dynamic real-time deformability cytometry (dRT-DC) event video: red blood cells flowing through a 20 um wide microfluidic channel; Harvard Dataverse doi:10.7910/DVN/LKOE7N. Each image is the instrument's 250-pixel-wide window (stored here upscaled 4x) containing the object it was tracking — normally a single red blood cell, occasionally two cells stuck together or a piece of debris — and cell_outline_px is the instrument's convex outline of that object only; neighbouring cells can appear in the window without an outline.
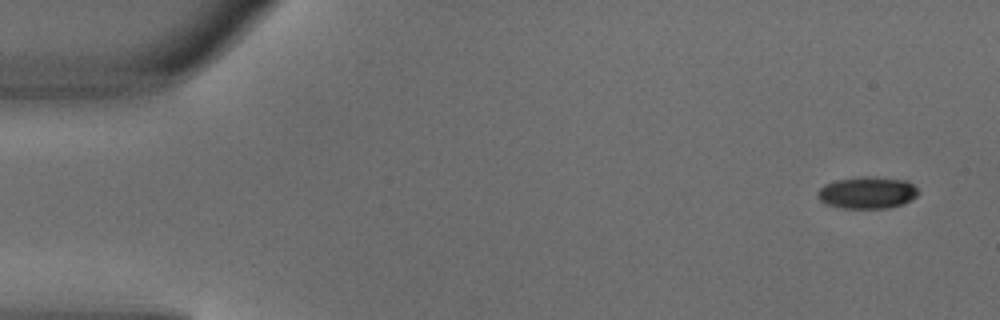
{"species": "common noctule bat (a hibernating species)", "species_latin": "Nyctalus noctula", "temperature_condition": "warm", "stored_images_in_passage": 3, "camera_frame_rate_fps": 3000, "um_per_image_px": 0.085, "animal": {"sex": "male", "body_mass_g": 18.8}, "frame": {"image": 1, "passage_image": 1, "time_ms": 0.0, "image_size_px": [1000, 320], "cell_outline_px": [[920, 192], [916, 196], [900, 204], [888, 208], [840, 208], [824, 204], [816, 196], [816, 192], [824, 184], [836, 180], [864, 176], [876, 176], [908, 180]], "centroid_in_image_um": [73.67, 16.36], "position_along_channel_um": 11.3, "area_um2": 18.9}}
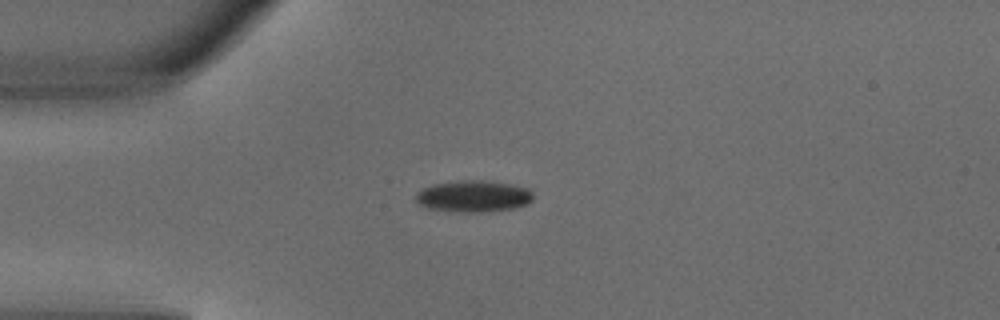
{"frame": {"image": 2, "passage_image": 3, "time_ms": 0.667, "image_size_px": [1000, 320], "cell_outline_px": [[532, 200], [528, 204], [512, 208], [484, 212], [460, 212], [428, 208], [416, 204], [416, 192], [432, 184], [460, 180], [488, 180], [512, 184], [528, 188], [532, 192]], "centroid_in_image_um": [40.23, 16.67], "position_along_channel_um": 44.8, "area_um2": 21.79}}